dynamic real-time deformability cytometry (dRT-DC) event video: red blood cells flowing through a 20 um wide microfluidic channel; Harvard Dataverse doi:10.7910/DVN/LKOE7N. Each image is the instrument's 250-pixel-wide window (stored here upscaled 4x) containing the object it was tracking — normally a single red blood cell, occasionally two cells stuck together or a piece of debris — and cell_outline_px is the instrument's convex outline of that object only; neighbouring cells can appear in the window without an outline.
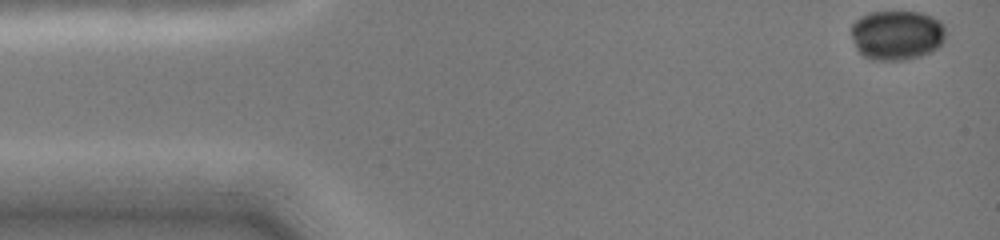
{"species": "common noctule bat (a hibernating species)", "species_latin": "Nyctalus noctula", "temperature_condition": "cold", "stored_images_in_passage": 8, "camera_frame_rate_fps": 3000, "um_per_image_px": 0.085, "animal": {"sex": "female", "body_mass_g": 19.0, "forearm_length_mm": 51.5}, "frame": {"image": 1, "passage_image": 1, "time_ms": 0.0, "image_size_px": [1000, 240], "cell_outline_px": [[948, 32], [944, 40], [932, 52], [920, 56], [904, 60], [872, 60], [864, 56], [856, 48], [852, 36], [852, 24], [856, 20], [872, 12], [920, 12], [932, 16], [940, 20], [944, 24]], "centroid_in_image_um": [76.29, 2.98], "position_along_channel_um": 8.7, "area_um2": 27.51}}
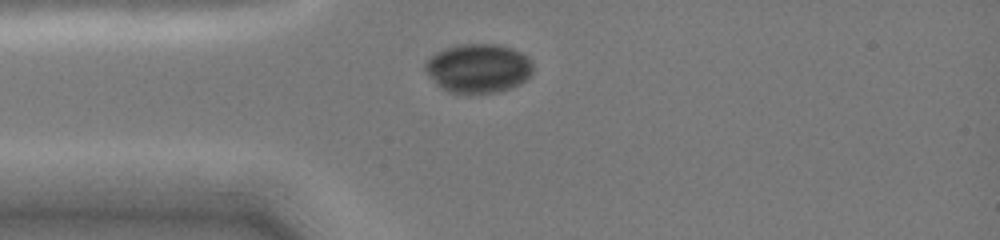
{"frame": {"image": 2, "passage_image": 5, "time_ms": 3.333, "image_size_px": [1000, 240], "cell_outline_px": [[532, 72], [520, 84], [512, 88], [496, 92], [448, 92], [440, 88], [436, 84], [424, 68], [424, 64], [436, 52], [444, 48], [460, 44], [496, 44], [512, 48], [520, 52], [532, 64]], "centroid_in_image_um": [40.63, 5.79], "position_along_channel_um": 44.4, "area_um2": 30.4}}
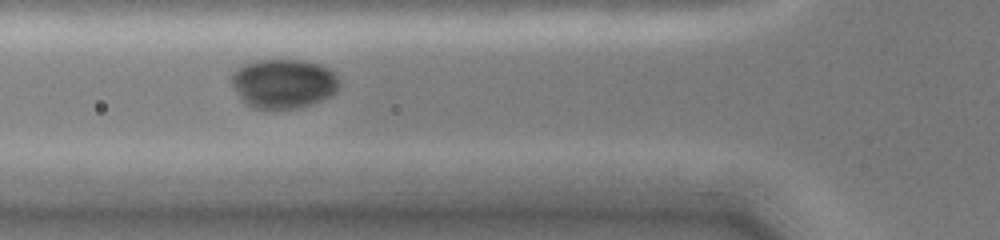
{"frame": {"image": 3, "passage_image": 7, "time_ms": 5.0, "image_size_px": [1000, 240], "cell_outline_px": [[340, 88], [332, 96], [300, 108], [252, 108], [244, 104], [240, 100], [232, 84], [232, 76], [236, 68], [244, 64], [256, 60], [308, 60], [320, 64], [336, 72], [340, 80]], "centroid_in_image_um": [24.13, 7.1], "position_along_channel_um": 101.7, "area_um2": 31.5}}